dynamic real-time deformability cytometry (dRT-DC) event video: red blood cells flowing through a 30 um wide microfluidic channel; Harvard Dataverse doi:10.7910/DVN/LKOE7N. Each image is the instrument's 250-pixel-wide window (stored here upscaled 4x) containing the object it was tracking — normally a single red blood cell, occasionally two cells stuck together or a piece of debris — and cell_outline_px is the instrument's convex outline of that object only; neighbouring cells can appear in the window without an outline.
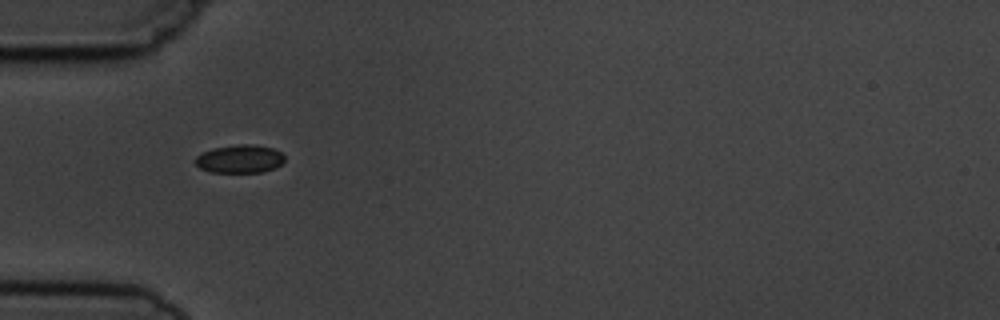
{"species": "common noctule bat (a hibernating species)", "species_latin": "Nyctalus noctula", "temperature_condition": "cold", "stored_images_in_passage": 1, "camera_frame_rate_fps": 3000, "um_per_image_px": 0.085, "animal": {"sex": "male", "body_mass_g": 19.5, "forearm_length_mm": 54.6}, "frame": {"image": 1, "passage_image": 1, "time_ms": 0.0, "image_size_px": [1000, 320], "cell_outline_px": [[284, 160], [280, 164], [272, 168], [260, 172], [208, 172], [200, 168], [192, 160], [200, 152], [212, 148], [240, 144], [252, 144], [272, 148], [280, 152], [284, 156]], "centroid_in_image_um": [20.3, 13.5], "position_along_channel_um": 64.7, "area_um2": 14.68}}